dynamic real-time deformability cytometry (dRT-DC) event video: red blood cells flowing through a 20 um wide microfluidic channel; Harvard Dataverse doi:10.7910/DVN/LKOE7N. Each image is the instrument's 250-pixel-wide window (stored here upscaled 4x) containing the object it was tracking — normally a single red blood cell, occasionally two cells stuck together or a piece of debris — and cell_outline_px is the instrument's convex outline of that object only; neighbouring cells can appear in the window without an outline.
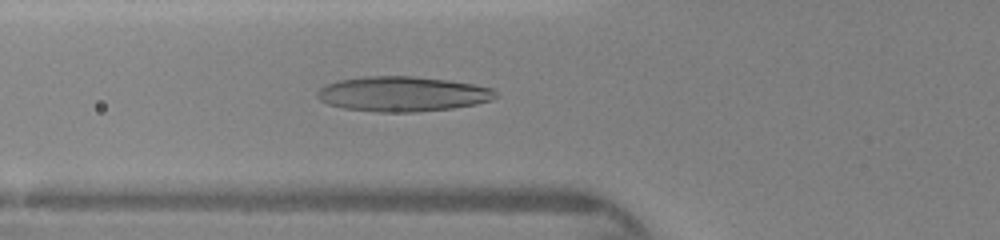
{"species": "human", "species_latin": "Homo sapiens", "temperature_condition": "warm", "stored_images_in_passage": 45, "camera_frame_rate_fps": 3000, "um_per_image_px": 0.085, "donor": {"sex": "female"}, "frame": {"image": 1, "passage_image": 17, "time_ms": 5.333, "image_size_px": [1000, 240], "cell_outline_px": [[500, 96], [492, 100], [476, 104], [452, 108], [412, 112], [380, 112], [344, 108], [328, 104], [320, 100], [316, 96], [316, 92], [320, 88], [328, 84], [340, 80], [364, 76], [412, 76], [448, 80], [472, 84], [492, 88]], "centroid_in_image_um": [34.24, 7.98], "position_along_channel_um": 91.6, "area_um2": 36.3}}
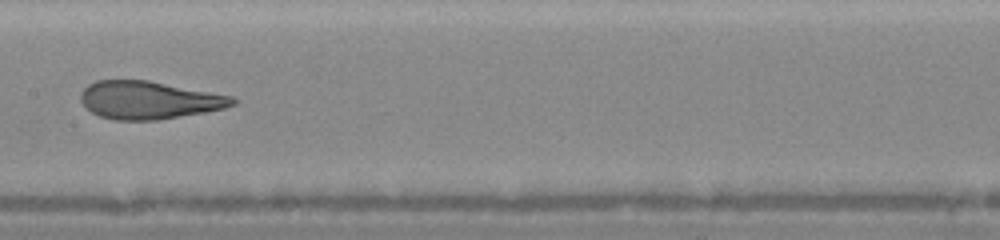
{"frame": {"image": 2, "passage_image": 24, "time_ms": 7.667, "image_size_px": [1000, 240], "cell_outline_px": [[236, 104], [224, 108], [204, 112], [156, 120], [112, 120], [100, 116], [92, 112], [80, 100], [80, 92], [88, 84], [96, 80], [148, 80], [232, 96], [236, 100]], "centroid_in_image_um": [12.63, 8.5], "position_along_channel_um": 194.8, "area_um2": 33.35}}
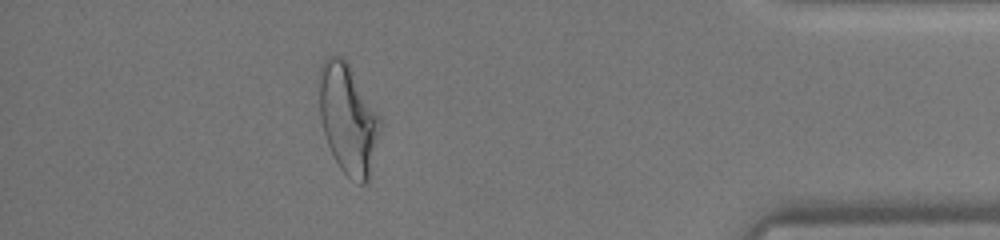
{"frame": {"image": 3, "passage_image": 41, "time_ms": 13.333, "image_size_px": [1000, 240], "cell_outline_px": [[380, 124], [368, 180], [364, 184], [360, 184], [352, 180], [340, 168], [328, 144], [324, 132], [320, 116], [320, 64], [328, 56], [340, 56], [348, 64], [380, 116]], "centroid_in_image_um": [29.57, 10.1], "position_along_channel_um": 405.6, "area_um2": 37.86}}